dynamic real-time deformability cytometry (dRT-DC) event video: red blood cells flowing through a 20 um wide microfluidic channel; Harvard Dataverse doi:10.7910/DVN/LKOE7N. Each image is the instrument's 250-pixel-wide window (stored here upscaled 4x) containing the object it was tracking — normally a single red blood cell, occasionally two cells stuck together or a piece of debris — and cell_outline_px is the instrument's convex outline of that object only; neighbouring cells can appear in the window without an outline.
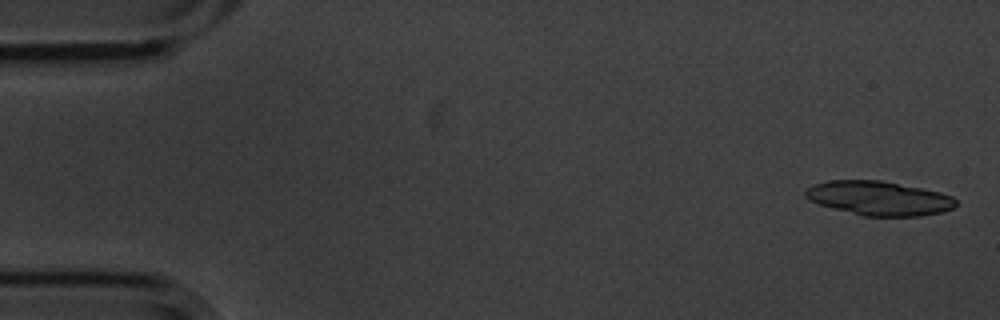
{"species": "common noctule bat (a hibernating species)", "species_latin": "Nyctalus noctula", "temperature_condition": "cold", "stored_images_in_passage": 3, "camera_frame_rate_fps": 3000, "um_per_image_px": 0.085, "animal": {"sex": "male", "body_mass_g": 20.1, "forearm_length_mm": 53.5}, "frame": {"image": 1, "passage_image": 1, "time_ms": 0.0, "image_size_px": [1000, 320], "cell_outline_px": [[956, 204], [952, 208], [940, 212], [920, 216], [864, 216], [820, 204], [808, 200], [804, 196], [804, 188], [812, 184], [828, 180], [880, 180], [940, 192], [952, 196], [956, 200]], "centroid_in_image_um": [74.66, 16.84], "position_along_channel_um": 10.3, "area_um2": 29.88}}